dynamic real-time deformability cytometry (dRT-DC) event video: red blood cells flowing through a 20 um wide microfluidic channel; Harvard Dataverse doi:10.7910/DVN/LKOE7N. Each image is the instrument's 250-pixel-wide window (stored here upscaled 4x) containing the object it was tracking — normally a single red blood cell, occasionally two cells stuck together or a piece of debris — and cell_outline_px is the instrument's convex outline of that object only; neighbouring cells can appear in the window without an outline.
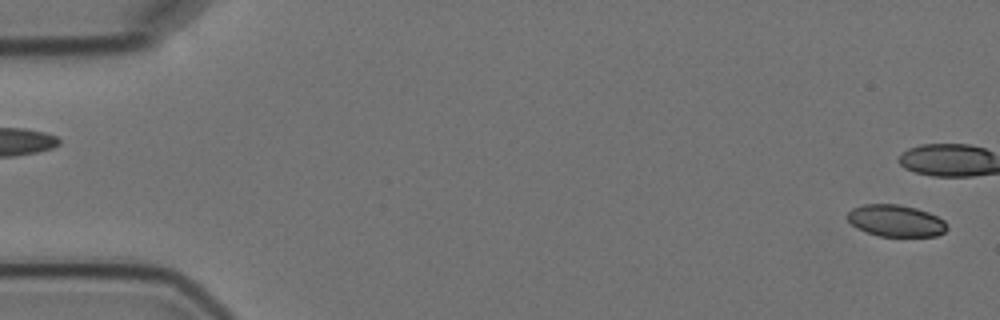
{"species": "Egyptian fruit bat (a non-hibernating species)", "species_latin": "Rousettus aegyptiacus", "temperature_condition": "cold", "stored_images_in_passage": 6, "segment_of_instrument_passage": [2, 2], "camera_frame_rate_fps": 3000, "um_per_image_px": 0.085, "animal": {"sex": "female"}, "frame": {"image": 1, "passage_image": 6, "time_ms": 5.667, "image_size_px": [1000, 320], "cell_outline_px": [[948, 228], [944, 232], [936, 236], [880, 236], [856, 228], [844, 216], [852, 208], [864, 204], [900, 204], [916, 208], [928, 212], [944, 220], [948, 224]], "centroid_in_image_um": [76.13, 18.75], "position_along_channel_um": 8.9, "area_um2": 18.55}}